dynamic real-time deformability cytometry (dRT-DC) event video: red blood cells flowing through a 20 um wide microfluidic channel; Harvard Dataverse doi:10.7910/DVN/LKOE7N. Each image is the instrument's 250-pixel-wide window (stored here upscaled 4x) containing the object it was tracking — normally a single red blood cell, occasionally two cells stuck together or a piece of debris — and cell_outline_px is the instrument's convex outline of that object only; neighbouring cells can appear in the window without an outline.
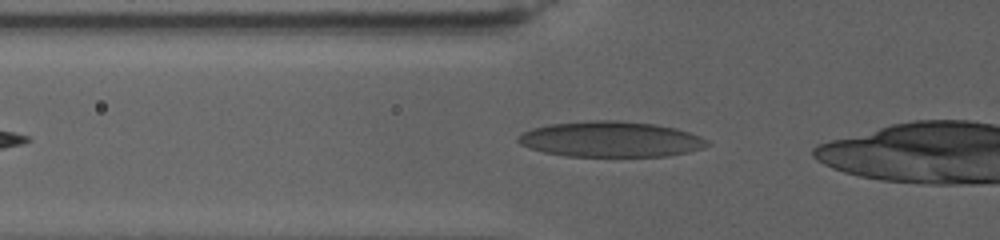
{"species": "human", "species_latin": "Homo sapiens", "temperature_condition": "warm", "stored_images_in_passage": 13, "camera_frame_rate_fps": 3000, "um_per_image_px": 0.085, "donor": {"sex": "female"}, "frame": {"image": 1, "passage_image": 2, "time_ms": 0.667, "image_size_px": [1000, 240], "cell_outline_px": [[712, 144], [704, 148], [688, 152], [668, 156], [568, 156], [544, 152], [528, 148], [520, 144], [516, 140], [516, 136], [532, 128], [548, 124], [592, 120], [616, 120], [656, 124], [676, 128], [700, 136], [708, 140]], "centroid_in_image_um": [51.91, 11.83], "position_along_channel_um": 73.9, "area_um2": 39.48}}
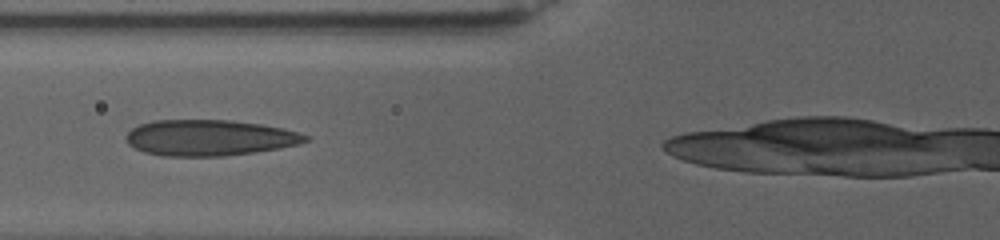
{"frame": {"image": 2, "passage_image": 5, "time_ms": 2.0, "image_size_px": [1000, 240], "cell_outline_px": [[312, 136], [308, 140], [296, 144], [280, 148], [224, 156], [160, 156], [144, 152], [128, 144], [124, 136], [132, 128], [140, 124], [152, 120], [232, 120], [260, 124], [284, 128]], "centroid_in_image_um": [17.78, 11.7], "position_along_channel_um": 108.0, "area_um2": 37.69}}
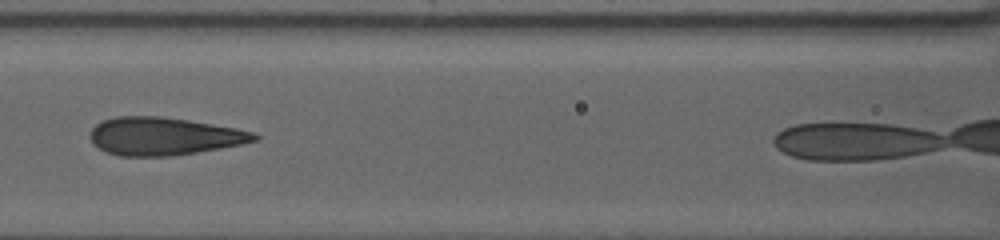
{"frame": {"image": 3, "passage_image": 9, "time_ms": 3.667, "image_size_px": [1000, 240], "cell_outline_px": [[260, 136], [256, 140], [240, 144], [220, 148], [196, 152], [168, 156], [120, 156], [104, 152], [92, 144], [88, 136], [88, 132], [96, 124], [104, 120], [116, 116], [160, 116], [188, 120], [236, 128], [252, 132]], "centroid_in_image_um": [13.84, 11.58], "position_along_channel_um": 152.8, "area_um2": 36.24}}